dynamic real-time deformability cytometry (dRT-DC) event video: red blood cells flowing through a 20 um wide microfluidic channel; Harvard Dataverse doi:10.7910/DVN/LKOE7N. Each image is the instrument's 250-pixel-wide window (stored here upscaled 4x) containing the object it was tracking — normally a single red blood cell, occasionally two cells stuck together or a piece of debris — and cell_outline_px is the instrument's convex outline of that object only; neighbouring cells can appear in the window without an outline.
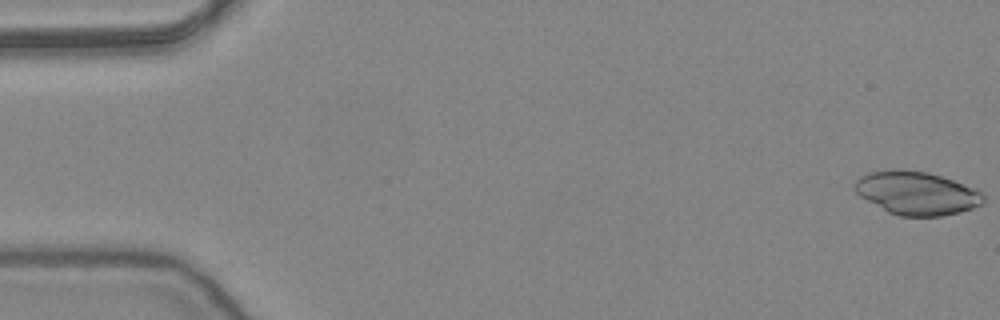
{"species": "common noctule bat (a hibernating species)", "species_latin": "Nyctalus noctula", "temperature_condition": "warm", "stored_images_in_passage": 24, "camera_frame_rate_fps": 3000, "um_per_image_px": 0.085, "animal": {"sex": "female", "body_mass_g": 24.6, "forearm_length_mm": 56.2}, "frame": {"image": 1, "passage_image": 1, "time_ms": 0.0, "image_size_px": [1000, 320], "cell_outline_px": [[984, 204], [960, 212], [940, 216], [900, 216], [888, 212], [860, 196], [856, 192], [856, 180], [860, 176], [868, 172], [900, 168], [928, 172], [952, 180], [972, 188], [980, 192], [984, 196]], "centroid_in_image_um": [77.91, 16.41], "position_along_channel_um": 7.1, "area_um2": 32.25}}
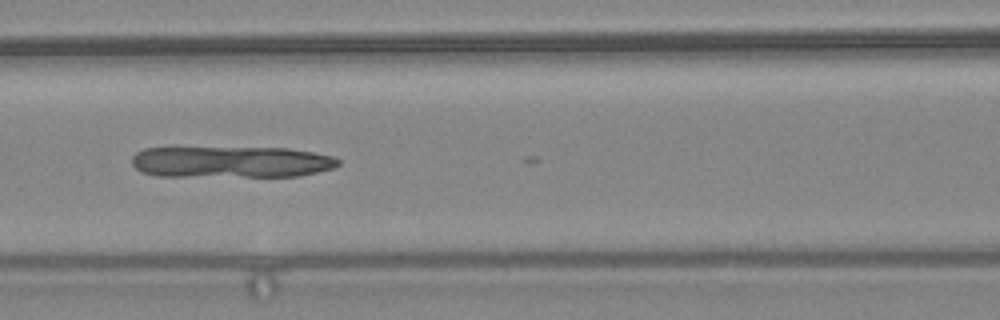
{"frame": {"image": 2, "passage_image": 23, "time_ms": 7.333, "image_size_px": [1000, 320], "cell_outline_px": [[340, 164], [336, 168], [300, 176], [156, 176], [140, 172], [132, 164], [132, 156], [136, 152], [144, 148], [288, 148], [312, 152], [332, 156], [340, 160]], "centroid_in_image_um": [19.65, 13.77], "position_along_channel_um": 146.9, "area_um2": 37.97}}